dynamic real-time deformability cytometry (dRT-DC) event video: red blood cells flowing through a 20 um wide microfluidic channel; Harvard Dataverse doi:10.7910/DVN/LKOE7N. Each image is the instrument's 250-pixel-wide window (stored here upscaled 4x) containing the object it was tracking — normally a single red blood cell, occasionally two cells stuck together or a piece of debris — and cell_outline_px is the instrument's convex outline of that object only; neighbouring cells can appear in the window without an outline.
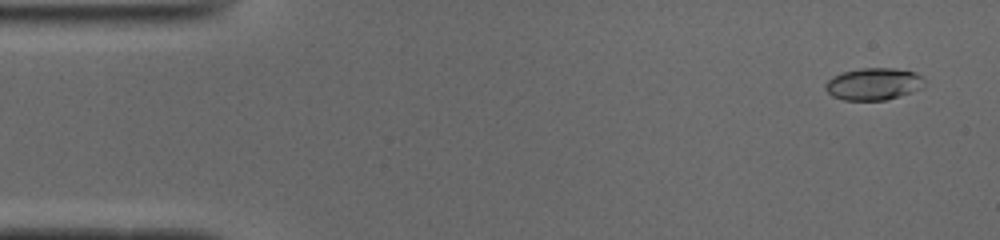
{"species": "common noctule bat (a hibernating species)", "species_latin": "Nyctalus noctula", "temperature_condition": "cold", "stored_images_in_passage": 51, "camera_frame_rate_fps": 3000, "um_per_image_px": 0.085, "animal": {"sex": "male", "body_mass_g": 19.0, "forearm_length_mm": 50.8}, "frame": {"image": 1, "passage_image": 3, "time_ms": 0.667, "image_size_px": [1000, 240], "cell_outline_px": [[924, 84], [920, 88], [884, 100], [844, 100], [832, 96], [824, 88], [824, 84], [832, 76], [844, 72], [860, 68], [892, 68], [916, 72], [924, 76]], "centroid_in_image_um": [74.22, 7.12], "position_along_channel_um": 10.8, "area_um2": 18.38}}
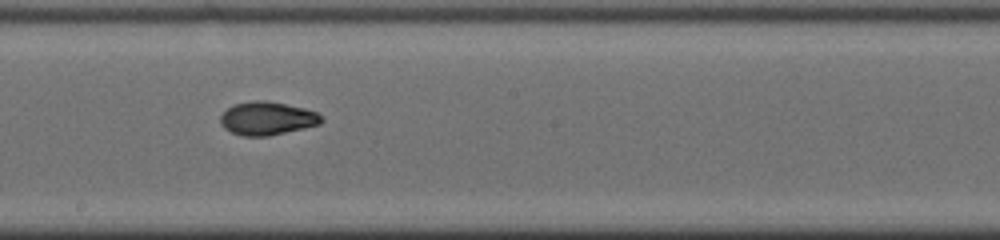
{"frame": {"image": 2, "passage_image": 28, "time_ms": 9.0, "image_size_px": [1000, 240], "cell_outline_px": [[324, 120], [320, 124], [304, 128], [268, 136], [244, 136], [232, 132], [224, 128], [220, 124], [220, 116], [232, 104], [252, 100], [264, 100], [304, 108], [316, 112]], "centroid_in_image_um": [22.68, 10.06], "position_along_channel_um": 225.5, "area_um2": 19.54}}
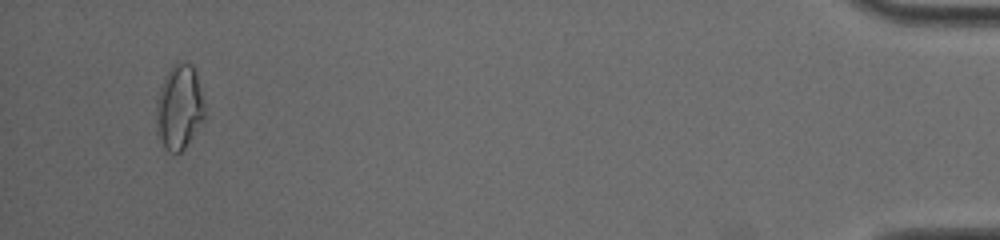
{"frame": {"image": 3, "passage_image": 49, "time_ms": 16.0, "image_size_px": [1000, 240], "cell_outline_px": [[208, 116], [184, 148], [180, 152], [168, 152], [164, 148], [156, 132], [156, 100], [160, 88], [172, 64], [176, 60], [192, 64], [196, 68]], "centroid_in_image_um": [15.27, 9.09], "position_along_channel_um": 419.9, "area_um2": 24.68}, "authors_computed_cell_mechanics": {"area_um2": 19.074, "velocity_mm_per_s": 3.9274, "shape_relaxation_time_tau1_ms": 9.8377, "shape_relaxation_time_tau2_ms": 1.3688, "deformation_change_tau1": 0.2673, "deformation_change_tau2": 0.0528}}